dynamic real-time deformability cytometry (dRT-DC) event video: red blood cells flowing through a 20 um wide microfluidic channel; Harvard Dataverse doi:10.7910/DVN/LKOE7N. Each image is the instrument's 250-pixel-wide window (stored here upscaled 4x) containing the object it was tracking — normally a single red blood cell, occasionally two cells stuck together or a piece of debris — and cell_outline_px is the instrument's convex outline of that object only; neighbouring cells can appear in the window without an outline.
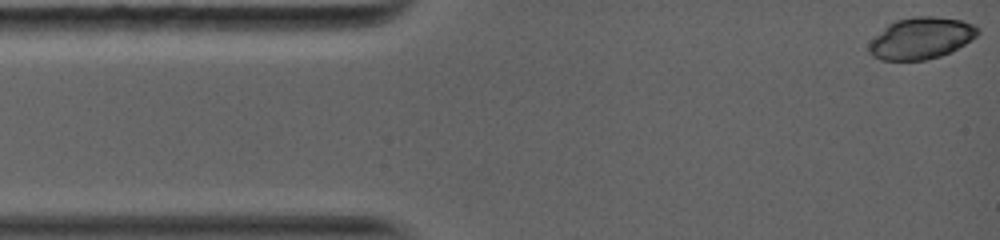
{"species": "common noctule bat (a hibernating species)", "species_latin": "Nyctalus noctula", "temperature_condition": "warm", "stored_images_in_passage": 36, "camera_frame_rate_fps": 5000, "um_per_image_px": 0.085, "animal": {"sex": "female", "body_mass_g": 19.0, "forearm_length_mm": 56.7}, "frame": {"image": 1, "passage_image": 1, "time_ms": 0.0, "image_size_px": [1000, 240], "cell_outline_px": [[980, 32], [976, 36], [964, 44], [940, 56], [924, 60], [880, 60], [872, 56], [868, 52], [868, 44], [888, 24], [896, 20], [912, 16], [936, 16], [960, 20], [972, 24], [980, 28]], "centroid_in_image_um": [78.27, 3.24], "position_along_channel_um": 6.7, "area_um2": 26.24}}
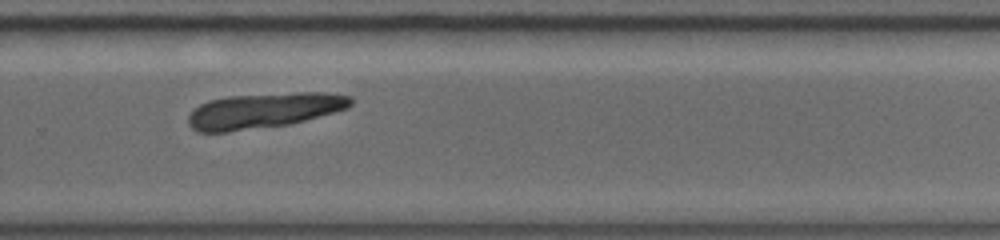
{"frame": {"image": 2, "passage_image": 25, "time_ms": 9.2, "image_size_px": [1000, 240], "cell_outline_px": [[352, 104], [348, 108], [304, 120], [288, 124], [228, 132], [196, 132], [188, 124], [188, 116], [200, 104], [208, 100], [228, 96], [296, 92], [324, 92], [352, 96]], "centroid_in_image_um": [22.42, 9.39], "position_along_channel_um": 307.4, "area_um2": 33.41}}
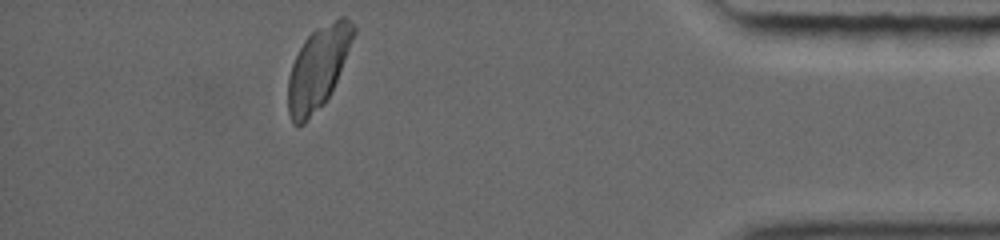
{"frame": {"image": 3, "passage_image": 36, "time_ms": 12.8, "image_size_px": [1000, 240], "cell_outline_px": [[356, 32], [336, 80], [324, 104], [304, 124], [296, 128], [292, 124], [288, 112], [288, 76], [292, 64], [304, 40], [316, 28], [340, 16], [344, 16], [356, 28]], "centroid_in_image_um": [27.0, 5.8], "position_along_channel_um": 408.2, "area_um2": 31.21}}